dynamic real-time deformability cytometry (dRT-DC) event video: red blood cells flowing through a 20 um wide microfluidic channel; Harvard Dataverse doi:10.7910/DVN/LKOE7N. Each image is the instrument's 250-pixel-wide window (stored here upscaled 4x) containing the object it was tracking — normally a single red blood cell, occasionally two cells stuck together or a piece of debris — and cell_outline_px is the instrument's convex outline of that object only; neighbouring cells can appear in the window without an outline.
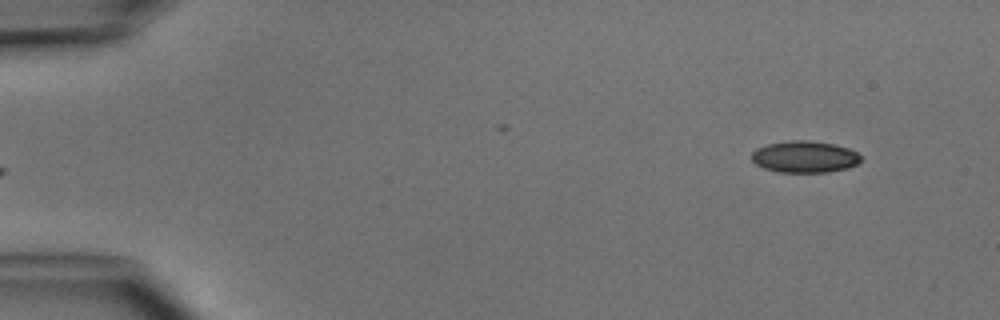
{"species": "common noctule bat (a hibernating species)", "species_latin": "Nyctalus noctula", "temperature_condition": "cold", "stored_images_in_passage": 5, "camera_frame_rate_fps": 3000, "um_per_image_px": 0.085, "animal": {"sex": "male", "body_mass_g": 15.6}, "frame": {"image": 1, "passage_image": 5, "time_ms": 5.667, "image_size_px": [1000, 320], "cell_outline_px": [[860, 160], [856, 164], [848, 168], [828, 172], [780, 172], [764, 168], [756, 164], [752, 160], [752, 152], [756, 148], [768, 144], [792, 140], [808, 140], [832, 144], [848, 148], [856, 152], [860, 156]], "centroid_in_image_um": [68.38, 13.33], "position_along_channel_um": 16.6, "area_um2": 20.0}}